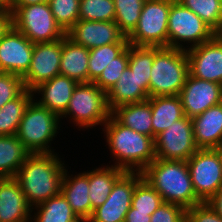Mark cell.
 <instances>
[{
	"mask_svg": "<svg viewBox=\"0 0 222 222\" xmlns=\"http://www.w3.org/2000/svg\"><path fill=\"white\" fill-rule=\"evenodd\" d=\"M57 153L29 154L14 177L31 207L61 193L65 161Z\"/></svg>",
	"mask_w": 222,
	"mask_h": 222,
	"instance_id": "obj_1",
	"label": "cell"
},
{
	"mask_svg": "<svg viewBox=\"0 0 222 222\" xmlns=\"http://www.w3.org/2000/svg\"><path fill=\"white\" fill-rule=\"evenodd\" d=\"M104 136L115 162L126 172H142L156 159L154 138L120 124L112 115L103 125Z\"/></svg>",
	"mask_w": 222,
	"mask_h": 222,
	"instance_id": "obj_2",
	"label": "cell"
},
{
	"mask_svg": "<svg viewBox=\"0 0 222 222\" xmlns=\"http://www.w3.org/2000/svg\"><path fill=\"white\" fill-rule=\"evenodd\" d=\"M142 175L164 202L178 204L185 209L202 203L194 191L187 161L156 158L142 171Z\"/></svg>",
	"mask_w": 222,
	"mask_h": 222,
	"instance_id": "obj_3",
	"label": "cell"
},
{
	"mask_svg": "<svg viewBox=\"0 0 222 222\" xmlns=\"http://www.w3.org/2000/svg\"><path fill=\"white\" fill-rule=\"evenodd\" d=\"M189 74L186 50L154 47V61L149 81V98L177 96Z\"/></svg>",
	"mask_w": 222,
	"mask_h": 222,
	"instance_id": "obj_4",
	"label": "cell"
},
{
	"mask_svg": "<svg viewBox=\"0 0 222 222\" xmlns=\"http://www.w3.org/2000/svg\"><path fill=\"white\" fill-rule=\"evenodd\" d=\"M35 98L29 103L16 136L30 154L54 153L50 145L61 128L60 116L39 105Z\"/></svg>",
	"mask_w": 222,
	"mask_h": 222,
	"instance_id": "obj_5",
	"label": "cell"
},
{
	"mask_svg": "<svg viewBox=\"0 0 222 222\" xmlns=\"http://www.w3.org/2000/svg\"><path fill=\"white\" fill-rule=\"evenodd\" d=\"M111 116L107 93L94 82L78 83L66 111L60 119L69 117L78 128L103 126Z\"/></svg>",
	"mask_w": 222,
	"mask_h": 222,
	"instance_id": "obj_6",
	"label": "cell"
},
{
	"mask_svg": "<svg viewBox=\"0 0 222 222\" xmlns=\"http://www.w3.org/2000/svg\"><path fill=\"white\" fill-rule=\"evenodd\" d=\"M9 10L12 26L33 44L54 42L66 36L54 19L49 3L9 6Z\"/></svg>",
	"mask_w": 222,
	"mask_h": 222,
	"instance_id": "obj_7",
	"label": "cell"
},
{
	"mask_svg": "<svg viewBox=\"0 0 222 222\" xmlns=\"http://www.w3.org/2000/svg\"><path fill=\"white\" fill-rule=\"evenodd\" d=\"M167 28L168 47L181 50L199 46L216 35L199 16L177 0L171 4Z\"/></svg>",
	"mask_w": 222,
	"mask_h": 222,
	"instance_id": "obj_8",
	"label": "cell"
},
{
	"mask_svg": "<svg viewBox=\"0 0 222 222\" xmlns=\"http://www.w3.org/2000/svg\"><path fill=\"white\" fill-rule=\"evenodd\" d=\"M173 0H145L139 22L127 37L133 46L168 47V18Z\"/></svg>",
	"mask_w": 222,
	"mask_h": 222,
	"instance_id": "obj_9",
	"label": "cell"
},
{
	"mask_svg": "<svg viewBox=\"0 0 222 222\" xmlns=\"http://www.w3.org/2000/svg\"><path fill=\"white\" fill-rule=\"evenodd\" d=\"M187 165L197 197L208 202L222 187V162L217 149H198Z\"/></svg>",
	"mask_w": 222,
	"mask_h": 222,
	"instance_id": "obj_10",
	"label": "cell"
},
{
	"mask_svg": "<svg viewBox=\"0 0 222 222\" xmlns=\"http://www.w3.org/2000/svg\"><path fill=\"white\" fill-rule=\"evenodd\" d=\"M156 158L187 161L199 148L194 139L191 118L184 116L155 136Z\"/></svg>",
	"mask_w": 222,
	"mask_h": 222,
	"instance_id": "obj_11",
	"label": "cell"
},
{
	"mask_svg": "<svg viewBox=\"0 0 222 222\" xmlns=\"http://www.w3.org/2000/svg\"><path fill=\"white\" fill-rule=\"evenodd\" d=\"M143 179L142 172H125L114 184L106 201L93 210L88 222H125L131 208L135 186Z\"/></svg>",
	"mask_w": 222,
	"mask_h": 222,
	"instance_id": "obj_12",
	"label": "cell"
},
{
	"mask_svg": "<svg viewBox=\"0 0 222 222\" xmlns=\"http://www.w3.org/2000/svg\"><path fill=\"white\" fill-rule=\"evenodd\" d=\"M62 39L34 44L31 64L22 76L24 87L32 91L39 84L60 75Z\"/></svg>",
	"mask_w": 222,
	"mask_h": 222,
	"instance_id": "obj_13",
	"label": "cell"
},
{
	"mask_svg": "<svg viewBox=\"0 0 222 222\" xmlns=\"http://www.w3.org/2000/svg\"><path fill=\"white\" fill-rule=\"evenodd\" d=\"M189 74L195 78L222 85V34L186 50Z\"/></svg>",
	"mask_w": 222,
	"mask_h": 222,
	"instance_id": "obj_14",
	"label": "cell"
},
{
	"mask_svg": "<svg viewBox=\"0 0 222 222\" xmlns=\"http://www.w3.org/2000/svg\"><path fill=\"white\" fill-rule=\"evenodd\" d=\"M73 43L93 49L106 44L128 43L115 21H87L79 19L67 32Z\"/></svg>",
	"mask_w": 222,
	"mask_h": 222,
	"instance_id": "obj_15",
	"label": "cell"
},
{
	"mask_svg": "<svg viewBox=\"0 0 222 222\" xmlns=\"http://www.w3.org/2000/svg\"><path fill=\"white\" fill-rule=\"evenodd\" d=\"M34 44L13 26L0 40V72L23 76L29 69Z\"/></svg>",
	"mask_w": 222,
	"mask_h": 222,
	"instance_id": "obj_16",
	"label": "cell"
},
{
	"mask_svg": "<svg viewBox=\"0 0 222 222\" xmlns=\"http://www.w3.org/2000/svg\"><path fill=\"white\" fill-rule=\"evenodd\" d=\"M179 96L184 115L192 118L222 102V85L188 74Z\"/></svg>",
	"mask_w": 222,
	"mask_h": 222,
	"instance_id": "obj_17",
	"label": "cell"
},
{
	"mask_svg": "<svg viewBox=\"0 0 222 222\" xmlns=\"http://www.w3.org/2000/svg\"><path fill=\"white\" fill-rule=\"evenodd\" d=\"M28 204L15 178H0V222H31Z\"/></svg>",
	"mask_w": 222,
	"mask_h": 222,
	"instance_id": "obj_18",
	"label": "cell"
},
{
	"mask_svg": "<svg viewBox=\"0 0 222 222\" xmlns=\"http://www.w3.org/2000/svg\"><path fill=\"white\" fill-rule=\"evenodd\" d=\"M78 83L67 76L58 75L39 84L32 90V94L41 95L35 101L49 111L61 116L67 109L74 88Z\"/></svg>",
	"mask_w": 222,
	"mask_h": 222,
	"instance_id": "obj_19",
	"label": "cell"
},
{
	"mask_svg": "<svg viewBox=\"0 0 222 222\" xmlns=\"http://www.w3.org/2000/svg\"><path fill=\"white\" fill-rule=\"evenodd\" d=\"M199 149H216L222 144V102L191 118Z\"/></svg>",
	"mask_w": 222,
	"mask_h": 222,
	"instance_id": "obj_20",
	"label": "cell"
},
{
	"mask_svg": "<svg viewBox=\"0 0 222 222\" xmlns=\"http://www.w3.org/2000/svg\"><path fill=\"white\" fill-rule=\"evenodd\" d=\"M88 172L83 171L70 176L67 168L61 185V193L66 198L75 214L82 220L87 221L91 217V202L89 199Z\"/></svg>",
	"mask_w": 222,
	"mask_h": 222,
	"instance_id": "obj_21",
	"label": "cell"
},
{
	"mask_svg": "<svg viewBox=\"0 0 222 222\" xmlns=\"http://www.w3.org/2000/svg\"><path fill=\"white\" fill-rule=\"evenodd\" d=\"M90 50L73 43L66 36L62 38L60 75L67 76L77 83L88 82V61Z\"/></svg>",
	"mask_w": 222,
	"mask_h": 222,
	"instance_id": "obj_22",
	"label": "cell"
},
{
	"mask_svg": "<svg viewBox=\"0 0 222 222\" xmlns=\"http://www.w3.org/2000/svg\"><path fill=\"white\" fill-rule=\"evenodd\" d=\"M149 99L143 90V81L127 67L116 84L107 93L108 107L111 112L118 106L142 102Z\"/></svg>",
	"mask_w": 222,
	"mask_h": 222,
	"instance_id": "obj_23",
	"label": "cell"
},
{
	"mask_svg": "<svg viewBox=\"0 0 222 222\" xmlns=\"http://www.w3.org/2000/svg\"><path fill=\"white\" fill-rule=\"evenodd\" d=\"M111 115L123 126L153 138L152 109L149 99L118 106Z\"/></svg>",
	"mask_w": 222,
	"mask_h": 222,
	"instance_id": "obj_24",
	"label": "cell"
},
{
	"mask_svg": "<svg viewBox=\"0 0 222 222\" xmlns=\"http://www.w3.org/2000/svg\"><path fill=\"white\" fill-rule=\"evenodd\" d=\"M121 168L107 165L88 171L89 199L91 202V216L93 210L101 206L109 196L115 182L125 173Z\"/></svg>",
	"mask_w": 222,
	"mask_h": 222,
	"instance_id": "obj_25",
	"label": "cell"
},
{
	"mask_svg": "<svg viewBox=\"0 0 222 222\" xmlns=\"http://www.w3.org/2000/svg\"><path fill=\"white\" fill-rule=\"evenodd\" d=\"M149 103L152 109L154 139L155 136L170 127L173 122L185 116L179 95L150 97Z\"/></svg>",
	"mask_w": 222,
	"mask_h": 222,
	"instance_id": "obj_26",
	"label": "cell"
},
{
	"mask_svg": "<svg viewBox=\"0 0 222 222\" xmlns=\"http://www.w3.org/2000/svg\"><path fill=\"white\" fill-rule=\"evenodd\" d=\"M33 211L35 212L31 213V222H83L62 193L32 207L31 212Z\"/></svg>",
	"mask_w": 222,
	"mask_h": 222,
	"instance_id": "obj_27",
	"label": "cell"
},
{
	"mask_svg": "<svg viewBox=\"0 0 222 222\" xmlns=\"http://www.w3.org/2000/svg\"><path fill=\"white\" fill-rule=\"evenodd\" d=\"M29 154L16 135H1L0 178H14Z\"/></svg>",
	"mask_w": 222,
	"mask_h": 222,
	"instance_id": "obj_28",
	"label": "cell"
},
{
	"mask_svg": "<svg viewBox=\"0 0 222 222\" xmlns=\"http://www.w3.org/2000/svg\"><path fill=\"white\" fill-rule=\"evenodd\" d=\"M34 96L36 95L32 91L25 89L17 98L0 108V136L16 135L20 121Z\"/></svg>",
	"mask_w": 222,
	"mask_h": 222,
	"instance_id": "obj_29",
	"label": "cell"
},
{
	"mask_svg": "<svg viewBox=\"0 0 222 222\" xmlns=\"http://www.w3.org/2000/svg\"><path fill=\"white\" fill-rule=\"evenodd\" d=\"M129 43H112L90 49L88 61V82H95L104 68L119 56Z\"/></svg>",
	"mask_w": 222,
	"mask_h": 222,
	"instance_id": "obj_30",
	"label": "cell"
},
{
	"mask_svg": "<svg viewBox=\"0 0 222 222\" xmlns=\"http://www.w3.org/2000/svg\"><path fill=\"white\" fill-rule=\"evenodd\" d=\"M199 16L216 34H222V0H177Z\"/></svg>",
	"mask_w": 222,
	"mask_h": 222,
	"instance_id": "obj_31",
	"label": "cell"
},
{
	"mask_svg": "<svg viewBox=\"0 0 222 222\" xmlns=\"http://www.w3.org/2000/svg\"><path fill=\"white\" fill-rule=\"evenodd\" d=\"M154 61V47L133 46L129 44L128 67L143 81V90L149 95V81Z\"/></svg>",
	"mask_w": 222,
	"mask_h": 222,
	"instance_id": "obj_32",
	"label": "cell"
},
{
	"mask_svg": "<svg viewBox=\"0 0 222 222\" xmlns=\"http://www.w3.org/2000/svg\"><path fill=\"white\" fill-rule=\"evenodd\" d=\"M115 19L120 31L128 37L137 27L145 0H113Z\"/></svg>",
	"mask_w": 222,
	"mask_h": 222,
	"instance_id": "obj_33",
	"label": "cell"
},
{
	"mask_svg": "<svg viewBox=\"0 0 222 222\" xmlns=\"http://www.w3.org/2000/svg\"><path fill=\"white\" fill-rule=\"evenodd\" d=\"M161 195L143 178L132 195L131 206L137 211L150 212V216L163 204Z\"/></svg>",
	"mask_w": 222,
	"mask_h": 222,
	"instance_id": "obj_34",
	"label": "cell"
},
{
	"mask_svg": "<svg viewBox=\"0 0 222 222\" xmlns=\"http://www.w3.org/2000/svg\"><path fill=\"white\" fill-rule=\"evenodd\" d=\"M79 19L87 21H114V1L80 0Z\"/></svg>",
	"mask_w": 222,
	"mask_h": 222,
	"instance_id": "obj_35",
	"label": "cell"
},
{
	"mask_svg": "<svg viewBox=\"0 0 222 222\" xmlns=\"http://www.w3.org/2000/svg\"><path fill=\"white\" fill-rule=\"evenodd\" d=\"M49 5L54 19L65 32L79 20L80 0H50Z\"/></svg>",
	"mask_w": 222,
	"mask_h": 222,
	"instance_id": "obj_36",
	"label": "cell"
},
{
	"mask_svg": "<svg viewBox=\"0 0 222 222\" xmlns=\"http://www.w3.org/2000/svg\"><path fill=\"white\" fill-rule=\"evenodd\" d=\"M129 64V45L127 48L111 63H108L107 67L104 68L102 74L94 82L104 92L108 93L110 89L116 84L123 71L128 67Z\"/></svg>",
	"mask_w": 222,
	"mask_h": 222,
	"instance_id": "obj_37",
	"label": "cell"
},
{
	"mask_svg": "<svg viewBox=\"0 0 222 222\" xmlns=\"http://www.w3.org/2000/svg\"><path fill=\"white\" fill-rule=\"evenodd\" d=\"M25 90L23 78L14 73L0 72V108Z\"/></svg>",
	"mask_w": 222,
	"mask_h": 222,
	"instance_id": "obj_38",
	"label": "cell"
},
{
	"mask_svg": "<svg viewBox=\"0 0 222 222\" xmlns=\"http://www.w3.org/2000/svg\"><path fill=\"white\" fill-rule=\"evenodd\" d=\"M186 209L178 204L164 202L151 215L150 222H185Z\"/></svg>",
	"mask_w": 222,
	"mask_h": 222,
	"instance_id": "obj_39",
	"label": "cell"
},
{
	"mask_svg": "<svg viewBox=\"0 0 222 222\" xmlns=\"http://www.w3.org/2000/svg\"><path fill=\"white\" fill-rule=\"evenodd\" d=\"M187 222H222V217L210 206L202 202L186 209Z\"/></svg>",
	"mask_w": 222,
	"mask_h": 222,
	"instance_id": "obj_40",
	"label": "cell"
},
{
	"mask_svg": "<svg viewBox=\"0 0 222 222\" xmlns=\"http://www.w3.org/2000/svg\"><path fill=\"white\" fill-rule=\"evenodd\" d=\"M12 26V12L9 7H0V40Z\"/></svg>",
	"mask_w": 222,
	"mask_h": 222,
	"instance_id": "obj_41",
	"label": "cell"
},
{
	"mask_svg": "<svg viewBox=\"0 0 222 222\" xmlns=\"http://www.w3.org/2000/svg\"><path fill=\"white\" fill-rule=\"evenodd\" d=\"M150 219V212L137 211L131 206L127 212L125 222H150Z\"/></svg>",
	"mask_w": 222,
	"mask_h": 222,
	"instance_id": "obj_42",
	"label": "cell"
},
{
	"mask_svg": "<svg viewBox=\"0 0 222 222\" xmlns=\"http://www.w3.org/2000/svg\"><path fill=\"white\" fill-rule=\"evenodd\" d=\"M210 206L222 217V187L216 194L208 201Z\"/></svg>",
	"mask_w": 222,
	"mask_h": 222,
	"instance_id": "obj_43",
	"label": "cell"
},
{
	"mask_svg": "<svg viewBox=\"0 0 222 222\" xmlns=\"http://www.w3.org/2000/svg\"><path fill=\"white\" fill-rule=\"evenodd\" d=\"M50 0H11L9 6H27L39 3H49Z\"/></svg>",
	"mask_w": 222,
	"mask_h": 222,
	"instance_id": "obj_44",
	"label": "cell"
},
{
	"mask_svg": "<svg viewBox=\"0 0 222 222\" xmlns=\"http://www.w3.org/2000/svg\"><path fill=\"white\" fill-rule=\"evenodd\" d=\"M0 7H8V0H0Z\"/></svg>",
	"mask_w": 222,
	"mask_h": 222,
	"instance_id": "obj_45",
	"label": "cell"
},
{
	"mask_svg": "<svg viewBox=\"0 0 222 222\" xmlns=\"http://www.w3.org/2000/svg\"><path fill=\"white\" fill-rule=\"evenodd\" d=\"M216 149H217V151H218V153L220 155L221 162H222V144L220 146H218Z\"/></svg>",
	"mask_w": 222,
	"mask_h": 222,
	"instance_id": "obj_46",
	"label": "cell"
}]
</instances>
